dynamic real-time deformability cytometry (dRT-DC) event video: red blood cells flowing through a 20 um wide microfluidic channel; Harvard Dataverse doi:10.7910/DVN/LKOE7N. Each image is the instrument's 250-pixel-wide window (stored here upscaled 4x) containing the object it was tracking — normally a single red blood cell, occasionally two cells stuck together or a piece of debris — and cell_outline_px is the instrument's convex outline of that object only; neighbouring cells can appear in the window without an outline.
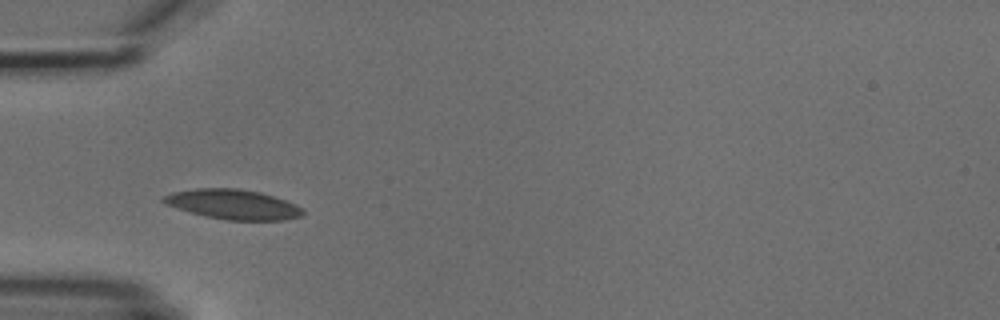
{"species": "common noctule bat (a hibernating species)", "species_latin": "Nyctalus noctula", "temperature_condition": "cold", "stored_images_in_passage": 5, "camera_frame_rate_fps": 3000, "um_per_image_px": 0.085, "animal": {"sex": "male", "body_mass_g": 18.8}, "frame": {"image": 1, "passage_image": 3, "time_ms": 2.333, "image_size_px": [1000, 320], "cell_outline_px": [[304, 212], [300, 216], [284, 220], [224, 220], [204, 216], [176, 208], [164, 204], [160, 200], [164, 196], [172, 192], [196, 188], [236, 188], [260, 192], [296, 204], [304, 208]], "centroid_in_image_um": [19.78, 17.37], "position_along_channel_um": 65.2, "area_um2": 24.28}}
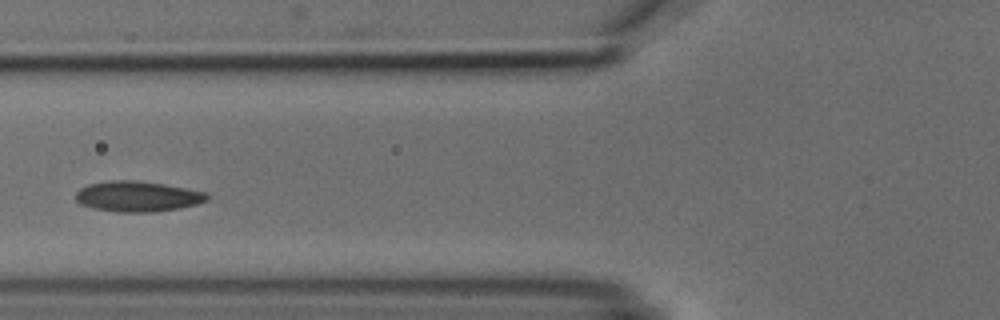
{"frame": {"image": 2, "passage_image": 4, "time_ms": 3.667, "image_size_px": [1000, 320], "cell_outline_px": [[208, 200], [196, 204], [180, 208], [152, 212], [116, 212], [92, 208], [80, 204], [76, 200], [76, 192], [80, 188], [88, 184], [112, 180], [136, 180], [164, 184], [208, 192]], "centroid_in_image_um": [11.69, 16.69], "position_along_channel_um": 114.1, "area_um2": 23.47}}
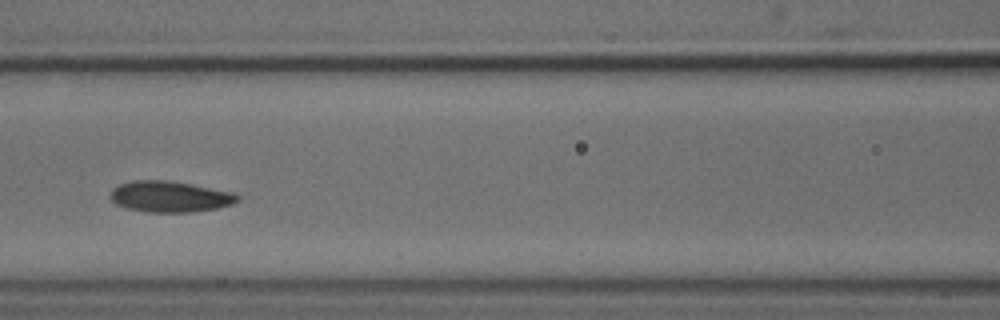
{"frame": {"image": 3, "passage_image": 5, "time_ms": 4.667, "image_size_px": [1000, 320], "cell_outline_px": [[240, 200], [232, 204], [216, 208], [192, 212], [148, 212], [128, 208], [116, 204], [108, 196], [112, 188], [120, 184], [132, 180], [168, 180], [192, 184], [232, 192], [240, 196]], "centroid_in_image_um": [14.42, 16.7], "position_along_channel_um": 152.2, "area_um2": 23.06}}